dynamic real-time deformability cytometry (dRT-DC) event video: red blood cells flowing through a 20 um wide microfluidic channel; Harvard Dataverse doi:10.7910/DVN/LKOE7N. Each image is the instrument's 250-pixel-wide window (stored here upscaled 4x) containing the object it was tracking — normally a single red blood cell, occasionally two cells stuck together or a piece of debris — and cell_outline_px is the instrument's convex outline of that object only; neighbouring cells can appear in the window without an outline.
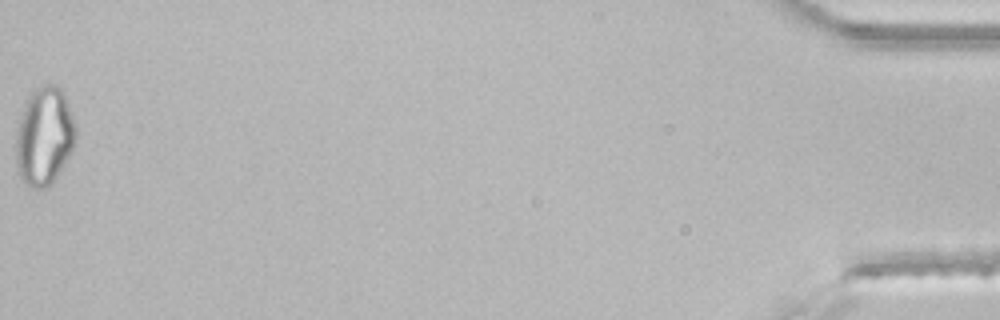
{"species": "common noctule bat (a hibernating species)", "species_latin": "Nyctalus noctula", "temperature_condition": "room temperature", "stored_images_in_passage": 46, "segment_of_instrument_passage": [2, 2], "camera_frame_rate_fps": 3000, "um_per_image_px": 0.085, "animal": {"sex": "male", "body_mass_g": 21.5, "forearm_length_mm": 52.0}, "frame": {"image": 1, "passage_image": 46, "time_ms": 15.0, "image_size_px": [1000, 320], "cell_outline_px": [[76, 140], [68, 156], [52, 184], [48, 188], [32, 188], [24, 184], [20, 180], [16, 168], [16, 128], [24, 104], [32, 88], [40, 84], [56, 84], [60, 88], [64, 96], [76, 124]], "centroid_in_image_um": [3.73, 11.58], "position_along_channel_um": 431.5, "area_um2": 34.74}}